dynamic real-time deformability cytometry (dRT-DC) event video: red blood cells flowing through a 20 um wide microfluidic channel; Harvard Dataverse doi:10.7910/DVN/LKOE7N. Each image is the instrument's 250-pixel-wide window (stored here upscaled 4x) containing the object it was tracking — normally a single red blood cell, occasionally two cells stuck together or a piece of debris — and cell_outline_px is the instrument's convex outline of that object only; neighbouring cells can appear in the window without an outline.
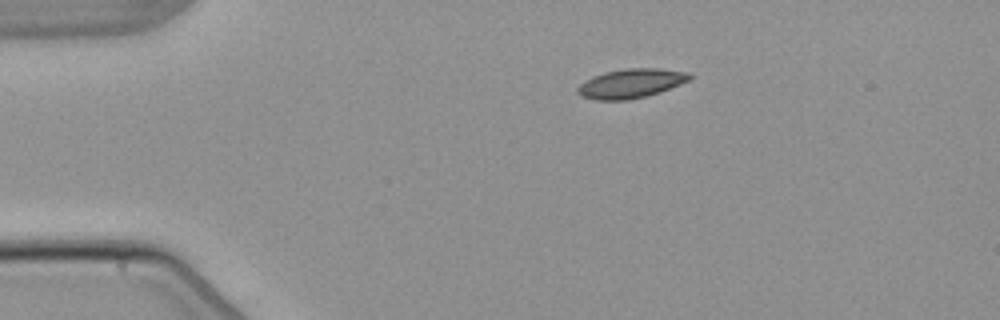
{"species": "common noctule bat (a hibernating species)", "species_latin": "Nyctalus noctula", "temperature_condition": "warm", "stored_images_in_passage": 2, "camera_frame_rate_fps": 3000, "um_per_image_px": 0.085, "animal": {"sex": "male", "body_mass_g": 21.5, "forearm_length_mm": 52.0}, "frame": {"image": 1, "passage_image": 1, "time_ms": 0.0, "image_size_px": [1000, 320], "cell_outline_px": [[692, 80], [660, 92], [648, 96], [628, 100], [596, 100], [580, 96], [576, 92], [576, 88], [584, 80], [592, 76], [604, 72], [624, 68], [660, 68], [688, 72], [692, 76]], "centroid_in_image_um": [53.63, 7.09], "position_along_channel_um": 31.4, "area_um2": 19.48}}